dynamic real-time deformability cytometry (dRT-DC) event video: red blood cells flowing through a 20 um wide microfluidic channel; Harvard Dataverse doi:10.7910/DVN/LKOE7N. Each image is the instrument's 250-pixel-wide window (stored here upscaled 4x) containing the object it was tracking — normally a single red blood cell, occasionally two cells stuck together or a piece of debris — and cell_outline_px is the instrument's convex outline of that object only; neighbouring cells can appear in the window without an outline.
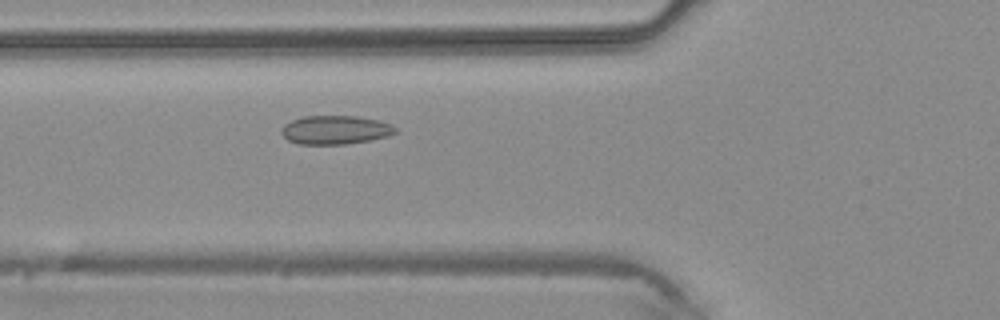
{"species": "common noctule bat (a hibernating species)", "species_latin": "Nyctalus noctula", "temperature_condition": "warm", "stored_images_in_passage": 32, "camera_frame_rate_fps": 3000, "um_per_image_px": 0.085, "animal": {"sex": "male", "body_mass_g": 20.4}, "frame": {"image": 1, "passage_image": 6, "time_ms": 1.667, "image_size_px": [1000, 320], "cell_outline_px": [[396, 132], [388, 136], [372, 140], [344, 144], [296, 144], [288, 140], [280, 132], [284, 124], [292, 120], [304, 116], [356, 116], [380, 120], [392, 124], [396, 128]], "centroid_in_image_um": [28.51, 11.04], "position_along_channel_um": 97.3, "area_um2": 19.19}}
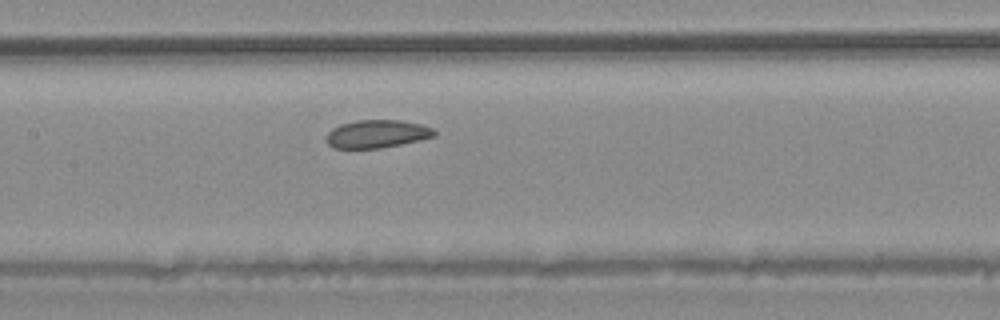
{"frame": {"image": 2, "passage_image": 11, "time_ms": 3.333, "image_size_px": [1000, 320], "cell_outline_px": [[436, 136], [420, 140], [380, 148], [332, 148], [328, 144], [328, 132], [332, 128], [340, 124], [356, 120], [400, 120], [420, 124], [432, 128], [436, 132]], "centroid_in_image_um": [32.05, 11.38], "position_along_channel_um": 175.4, "area_um2": 17.51}}
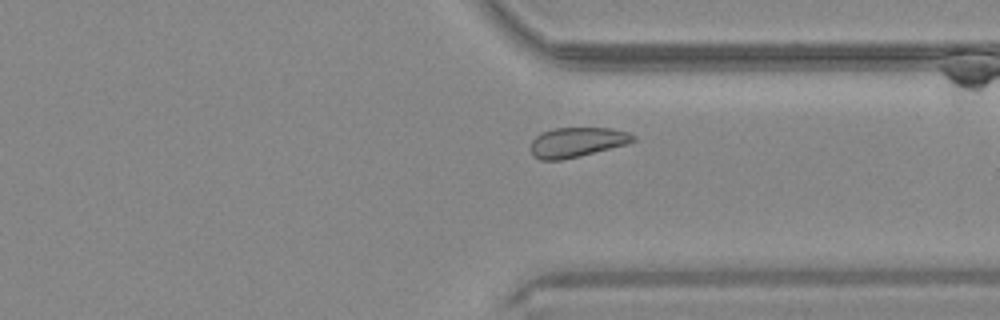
{"frame": {"image": 3, "passage_image": 23, "time_ms": 7.333, "image_size_px": [1000, 320], "cell_outline_px": [[636, 140], [628, 144], [580, 156], [560, 160], [540, 160], [532, 156], [528, 148], [532, 140], [536, 136], [544, 132], [556, 128], [608, 128], [628, 132], [636, 136]], "centroid_in_image_um": [49.02, 12.1], "position_along_channel_um": 362.4, "area_um2": 17.92}}